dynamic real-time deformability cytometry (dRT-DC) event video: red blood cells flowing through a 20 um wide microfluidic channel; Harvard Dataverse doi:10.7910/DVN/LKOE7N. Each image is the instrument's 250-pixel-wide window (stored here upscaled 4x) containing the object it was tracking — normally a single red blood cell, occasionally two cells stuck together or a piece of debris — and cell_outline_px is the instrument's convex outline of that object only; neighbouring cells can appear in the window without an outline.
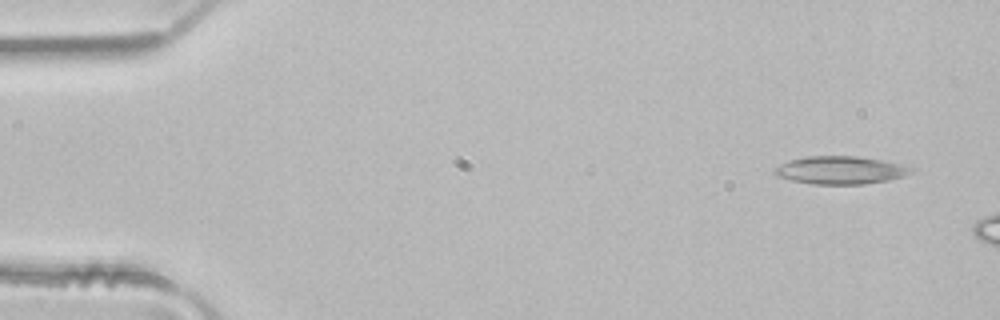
{"species": "common noctule bat (a hibernating species)", "species_latin": "Nyctalus noctula", "temperature_condition": "room temperature", "stored_images_in_passage": 3, "camera_frame_rate_fps": 3000, "um_per_image_px": 0.085, "animal": {"sex": "male", "body_mass_g": 21.5, "forearm_length_mm": 52.0}, "frame": {"image": 1, "passage_image": 1, "time_ms": 0.0, "image_size_px": [1000, 320], "cell_outline_px": [[912, 172], [904, 176], [888, 180], [864, 184], [812, 184], [792, 180], [776, 176], [772, 168], [788, 160], [804, 156], [856, 156], [880, 160], [912, 168]], "centroid_in_image_um": [71.35, 14.46], "position_along_channel_um": 13.7, "area_um2": 22.02}}